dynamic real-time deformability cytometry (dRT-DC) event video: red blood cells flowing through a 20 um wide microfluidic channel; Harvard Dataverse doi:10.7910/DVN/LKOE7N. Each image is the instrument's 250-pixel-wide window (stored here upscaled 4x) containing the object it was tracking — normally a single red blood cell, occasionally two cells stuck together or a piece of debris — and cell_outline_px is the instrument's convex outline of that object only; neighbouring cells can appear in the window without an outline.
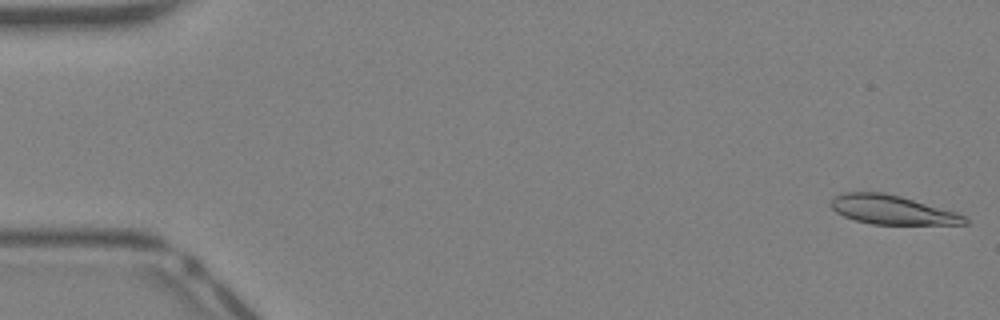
{"species": "Egyptian fruit bat (a non-hibernating species)", "species_latin": "Rousettus aegyptiacus", "temperature_condition": "warm", "stored_images_in_passage": 41, "camera_frame_rate_fps": 3000, "um_per_image_px": 0.085, "animal": {"sex": "female"}, "frame": {"image": 1, "passage_image": 1, "time_ms": 0.0, "image_size_px": [1000, 320], "cell_outline_px": [[968, 224], [872, 224], [856, 220], [844, 216], [836, 212], [828, 204], [832, 196], [844, 192], [880, 192], [900, 196], [956, 212], [964, 216], [968, 220]], "centroid_in_image_um": [75.77, 17.83], "position_along_channel_um": 9.2, "area_um2": 22.54}}
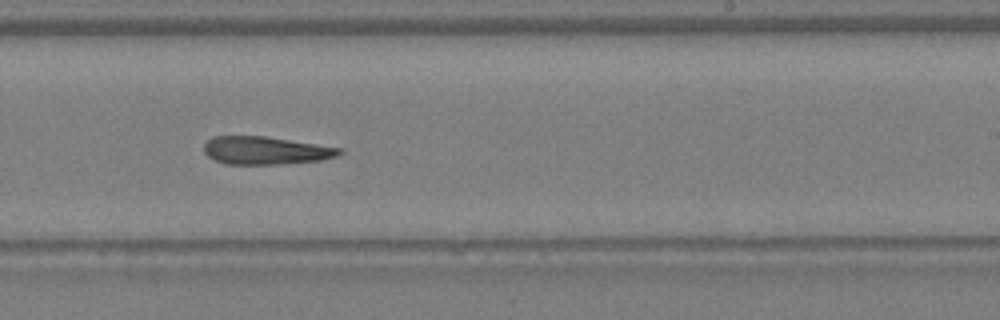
{"frame": {"image": 2, "passage_image": 25, "time_ms": 8.0, "image_size_px": [1000, 320], "cell_outline_px": [[344, 152], [336, 156], [320, 160], [276, 164], [224, 164], [208, 156], [204, 152], [204, 144], [212, 136], [264, 136], [316, 144], [340, 148]], "centroid_in_image_um": [22.54, 12.79], "position_along_channel_um": 266.5, "area_um2": 21.79}}
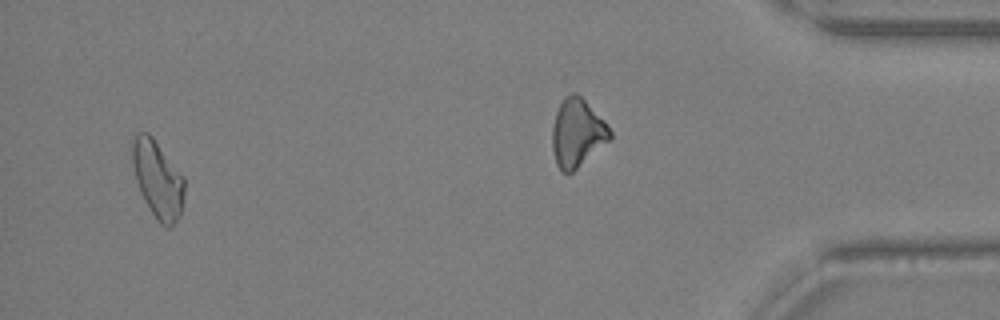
{"frame": {"image": 3, "passage_image": 39, "time_ms": 12.667, "image_size_px": [1000, 320], "cell_outline_px": [[184, 196], [180, 216], [172, 228], [164, 228], [156, 220], [144, 200], [140, 192], [136, 180], [132, 164], [132, 136], [136, 132], [148, 132], [152, 136], [184, 176]], "centroid_in_image_um": [13.4, 15.25], "position_along_channel_um": 421.8, "area_um2": 23.87}}